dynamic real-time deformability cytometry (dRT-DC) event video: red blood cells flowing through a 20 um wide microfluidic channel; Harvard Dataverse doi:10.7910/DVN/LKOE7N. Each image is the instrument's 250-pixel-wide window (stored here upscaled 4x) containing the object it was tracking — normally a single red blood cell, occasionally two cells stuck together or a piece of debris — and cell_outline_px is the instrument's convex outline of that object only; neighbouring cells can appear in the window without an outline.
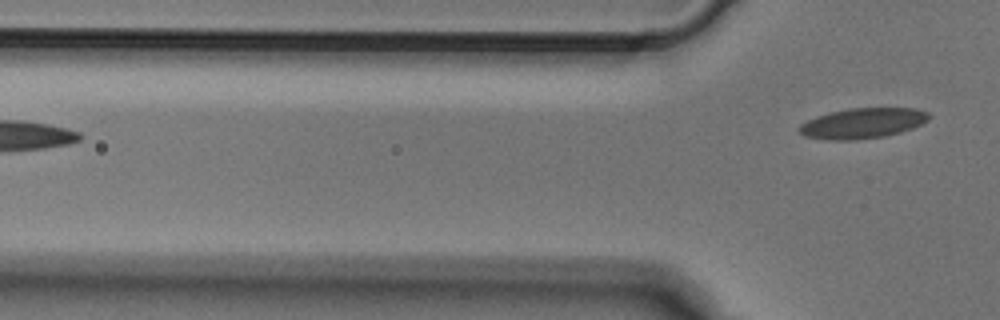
{"species": "Egyptian fruit bat (a non-hibernating species)", "species_latin": "Rousettus aegyptiacus", "temperature_condition": "cold", "stored_images_in_passage": 4, "camera_frame_rate_fps": 3000, "um_per_image_px": 0.085, "animal": {"sex": "male"}, "frame": {"image": 1, "passage_image": 4, "time_ms": 1.0, "image_size_px": [1000, 320], "cell_outline_px": [[932, 116], [928, 120], [912, 128], [900, 132], [884, 136], [856, 140], [828, 140], [804, 136], [796, 128], [800, 124], [816, 116], [848, 108], [916, 108], [928, 112]], "centroid_in_image_um": [73.31, 10.47], "position_along_channel_um": 52.5, "area_um2": 23.0}}